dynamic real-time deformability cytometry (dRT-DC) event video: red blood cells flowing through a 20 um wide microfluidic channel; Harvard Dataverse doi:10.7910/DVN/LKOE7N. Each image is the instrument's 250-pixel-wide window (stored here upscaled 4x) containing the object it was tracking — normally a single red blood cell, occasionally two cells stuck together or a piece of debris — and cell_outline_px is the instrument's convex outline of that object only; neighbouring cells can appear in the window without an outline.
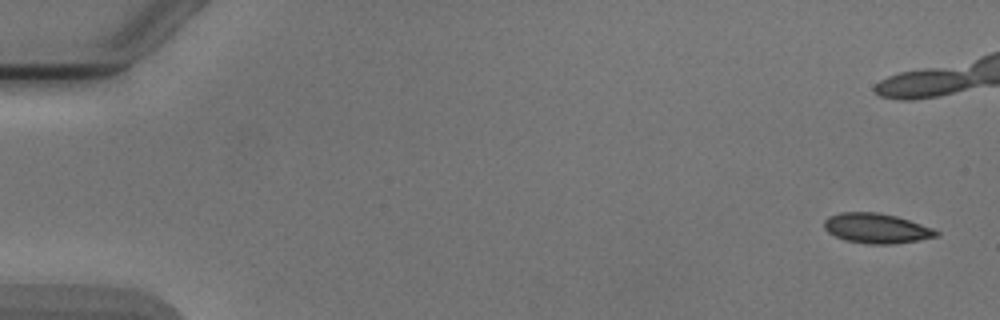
{"species": "Egyptian fruit bat (a non-hibernating species)", "species_latin": "Rousettus aegyptiacus", "temperature_condition": "cold", "stored_images_in_passage": 7, "camera_frame_rate_fps": 3000, "um_per_image_px": 0.085, "animal": {"sex": "male"}, "frame": {"image": 1, "passage_image": 1, "time_ms": 0.0, "image_size_px": [1000, 320], "cell_outline_px": [[940, 236], [896, 244], [868, 244], [844, 240], [828, 232], [824, 228], [824, 220], [828, 216], [840, 212], [876, 212], [896, 216], [932, 228], [940, 232]], "centroid_in_image_um": [74.49, 19.41], "position_along_channel_um": 10.5, "area_um2": 19.59}}
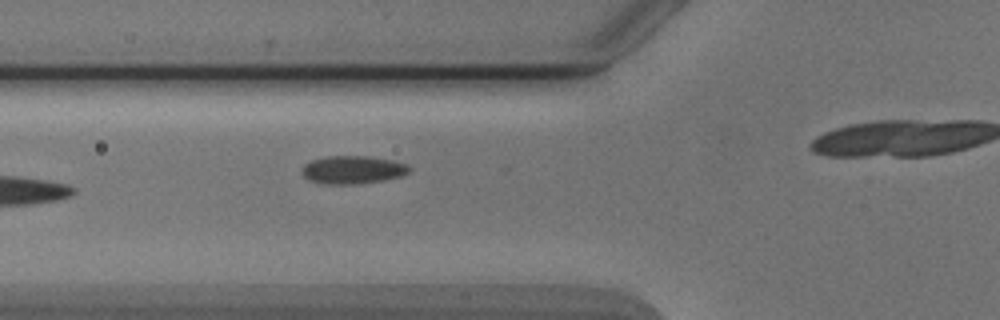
{"frame": {"image": 2, "passage_image": 6, "time_ms": 6.667, "image_size_px": [1000, 320], "cell_outline_px": [[412, 172], [400, 176], [384, 180], [356, 184], [320, 184], [308, 180], [304, 176], [300, 168], [304, 164], [312, 160], [328, 156], [368, 156], [392, 160], [408, 164], [412, 168]], "centroid_in_image_um": [29.99, 14.43], "position_along_channel_um": 95.8, "area_um2": 17.8}}